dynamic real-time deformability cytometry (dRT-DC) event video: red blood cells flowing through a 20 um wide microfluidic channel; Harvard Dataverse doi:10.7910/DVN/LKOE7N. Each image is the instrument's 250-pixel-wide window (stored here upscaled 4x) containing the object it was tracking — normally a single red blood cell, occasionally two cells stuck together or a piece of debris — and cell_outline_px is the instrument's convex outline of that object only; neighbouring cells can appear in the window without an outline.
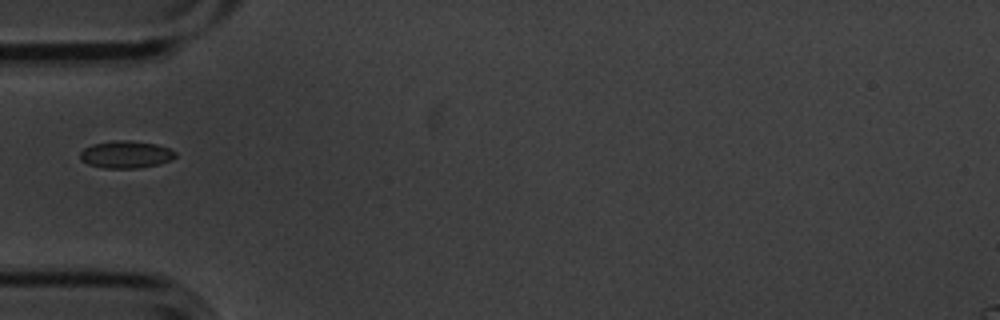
{"species": "common noctule bat (a hibernating species)", "species_latin": "Nyctalus noctula", "temperature_condition": "cold", "stored_images_in_passage": 11, "camera_frame_rate_fps": 3000, "um_per_image_px": 0.085, "animal": {"sex": "male", "body_mass_g": 20.1, "forearm_length_mm": 53.5}, "frame": {"image": 1, "passage_image": 1, "time_ms": 0.0, "image_size_px": [1000, 320], "cell_outline_px": [[176, 156], [172, 160], [160, 164], [136, 168], [104, 168], [88, 164], [80, 160], [80, 152], [84, 148], [92, 144], [112, 140], [128, 140], [156, 144], [168, 148], [176, 152]], "centroid_in_image_um": [10.69, 13.13], "position_along_channel_um": 74.3, "area_um2": 15.26}}
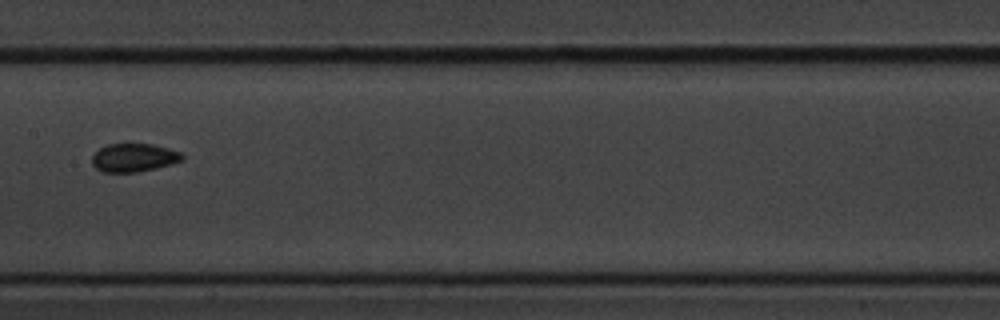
{"frame": {"image": 2, "passage_image": 4, "time_ms": 1.0, "image_size_px": [1000, 320], "cell_outline_px": [[184, 156], [180, 160], [172, 164], [156, 168], [136, 172], [104, 172], [96, 168], [92, 164], [92, 156], [100, 148], [108, 144], [152, 144], [184, 152]], "centroid_in_image_um": [11.4, 13.39], "position_along_channel_um": 196.0, "area_um2": 14.85}}
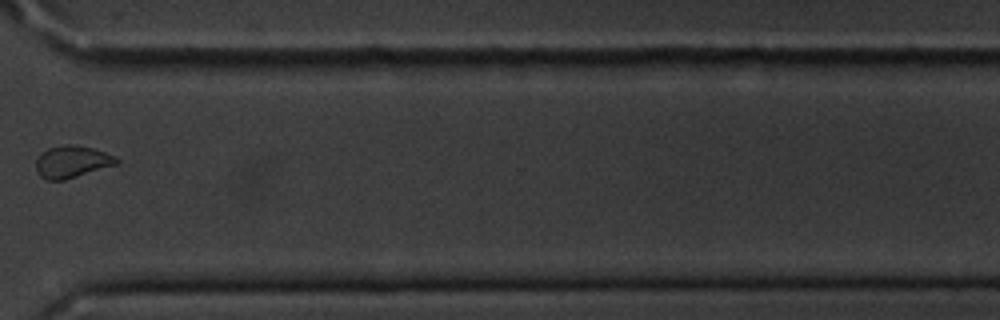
{"frame": {"image": 3, "passage_image": 8, "time_ms": 2.333, "image_size_px": [1000, 320], "cell_outline_px": [[120, 164], [64, 180], [48, 180], [40, 176], [36, 168], [36, 160], [48, 148], [64, 144], [76, 144], [92, 148], [104, 152], [120, 160]], "centroid_in_image_um": [6.15, 13.75], "position_along_channel_um": 364.5, "area_um2": 15.03}}